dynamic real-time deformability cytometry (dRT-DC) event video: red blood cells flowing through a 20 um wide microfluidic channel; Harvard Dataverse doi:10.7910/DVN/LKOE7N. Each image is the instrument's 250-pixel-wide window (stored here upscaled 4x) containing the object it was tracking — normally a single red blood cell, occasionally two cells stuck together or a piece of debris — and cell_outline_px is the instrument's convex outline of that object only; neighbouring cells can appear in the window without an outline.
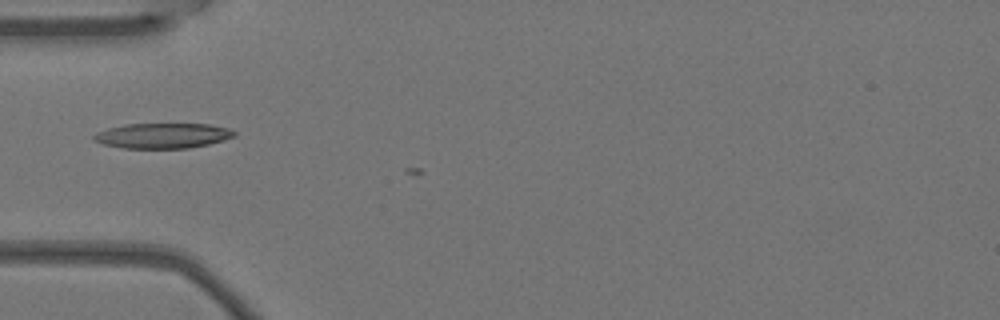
{"species": "Egyptian fruit bat (a non-hibernating species)", "species_latin": "Rousettus aegyptiacus", "temperature_condition": "warm", "stored_images_in_passage": 4, "camera_frame_rate_fps": 3000, "um_per_image_px": 0.085, "animal": {"sex": "female"}, "frame": {"image": 1, "passage_image": 3, "time_ms": 0.667, "image_size_px": [1000, 320], "cell_outline_px": [[236, 136], [224, 140], [208, 144], [188, 148], [124, 148], [104, 144], [92, 140], [92, 136], [96, 132], [108, 128], [124, 124], [208, 124], [232, 128], [236, 132]], "centroid_in_image_um": [13.84, 11.52], "position_along_channel_um": 71.2, "area_um2": 20.75}}